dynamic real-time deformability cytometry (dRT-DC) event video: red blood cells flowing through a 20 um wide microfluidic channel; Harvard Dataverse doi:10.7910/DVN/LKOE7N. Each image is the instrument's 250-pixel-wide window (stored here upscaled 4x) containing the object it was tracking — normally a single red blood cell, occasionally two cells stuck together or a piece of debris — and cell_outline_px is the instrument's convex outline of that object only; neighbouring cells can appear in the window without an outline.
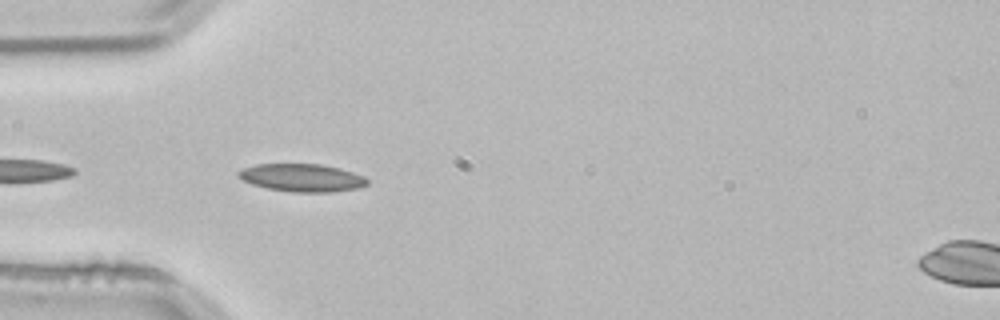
{"species": "common noctule bat (a hibernating species)", "species_latin": "Nyctalus noctula", "temperature_condition": "room temperature", "stored_images_in_passage": 6, "camera_frame_rate_fps": 3000, "um_per_image_px": 0.085, "animal": {"sex": "male", "body_mass_g": 21.5, "forearm_length_mm": 52.0}, "frame": {"image": 1, "passage_image": 2, "time_ms": 0.333, "image_size_px": [1000, 320], "cell_outline_px": [[368, 184], [360, 188], [332, 192], [292, 192], [268, 188], [252, 184], [236, 176], [236, 172], [244, 168], [256, 164], [320, 164], [340, 168], [364, 176], [368, 180]], "centroid_in_image_um": [25.68, 15.11], "position_along_channel_um": 59.3, "area_um2": 20.92}}